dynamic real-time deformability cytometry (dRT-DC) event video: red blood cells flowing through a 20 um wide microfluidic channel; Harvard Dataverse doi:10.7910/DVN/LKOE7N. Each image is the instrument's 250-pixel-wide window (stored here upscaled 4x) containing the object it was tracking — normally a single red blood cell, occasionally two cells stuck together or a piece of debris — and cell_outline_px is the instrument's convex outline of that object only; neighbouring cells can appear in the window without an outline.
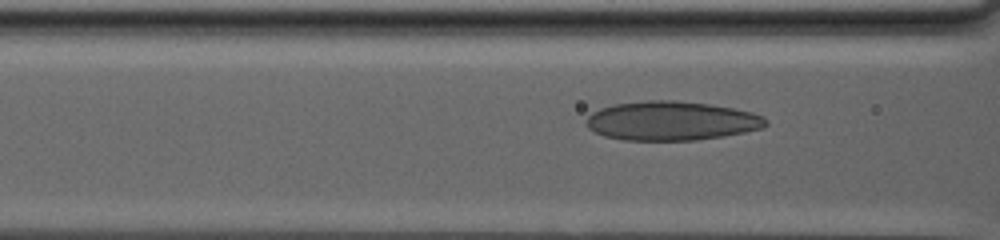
{"species": "human", "species_latin": "Homo sapiens", "temperature_condition": "warm", "stored_images_in_passage": 63, "camera_frame_rate_fps": 3000, "um_per_image_px": 0.085, "donor": {"sex": "male"}, "frame": {"image": 1, "passage_image": 27, "time_ms": 8.667, "image_size_px": [1000, 240], "cell_outline_px": [[768, 124], [760, 128], [744, 132], [724, 136], [696, 140], [624, 140], [604, 136], [588, 128], [584, 120], [592, 112], [600, 108], [616, 104], [648, 100], [672, 100], [708, 104], [732, 108], [752, 112], [764, 116], [768, 120]], "centroid_in_image_um": [57.06, 10.27], "position_along_channel_um": 109.5, "area_um2": 40.86}}
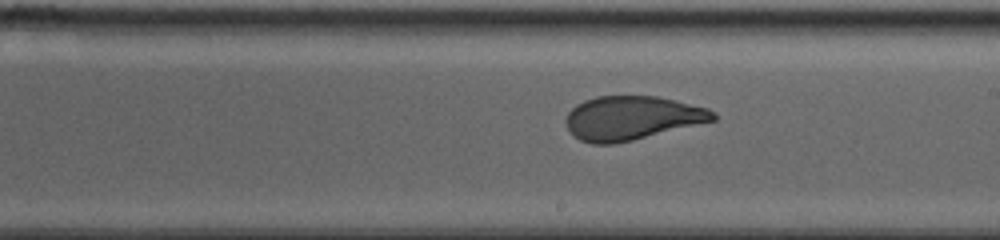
{"frame": {"image": 2, "passage_image": 41, "time_ms": 13.333, "image_size_px": [1000, 240], "cell_outline_px": [[716, 120], [632, 140], [612, 144], [592, 144], [580, 140], [572, 136], [564, 120], [568, 112], [576, 104], [584, 100], [596, 96], [656, 96], [708, 108], [716, 112]], "centroid_in_image_um": [53.67, 10.03], "position_along_channel_um": 235.3, "area_um2": 37.63}}
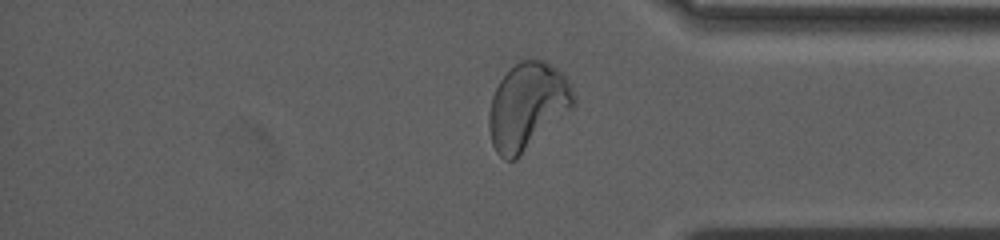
{"frame": {"image": 3, "passage_image": 59, "time_ms": 19.333, "image_size_px": [1000, 240], "cell_outline_px": [[576, 100], [572, 108], [516, 160], [504, 160], [496, 152], [492, 144], [488, 128], [488, 116], [492, 96], [500, 80], [520, 60], [528, 56], [544, 60], [556, 68], [568, 80]], "centroid_in_image_um": [44.81, 9.02], "position_along_channel_um": 390.4, "area_um2": 42.83}}